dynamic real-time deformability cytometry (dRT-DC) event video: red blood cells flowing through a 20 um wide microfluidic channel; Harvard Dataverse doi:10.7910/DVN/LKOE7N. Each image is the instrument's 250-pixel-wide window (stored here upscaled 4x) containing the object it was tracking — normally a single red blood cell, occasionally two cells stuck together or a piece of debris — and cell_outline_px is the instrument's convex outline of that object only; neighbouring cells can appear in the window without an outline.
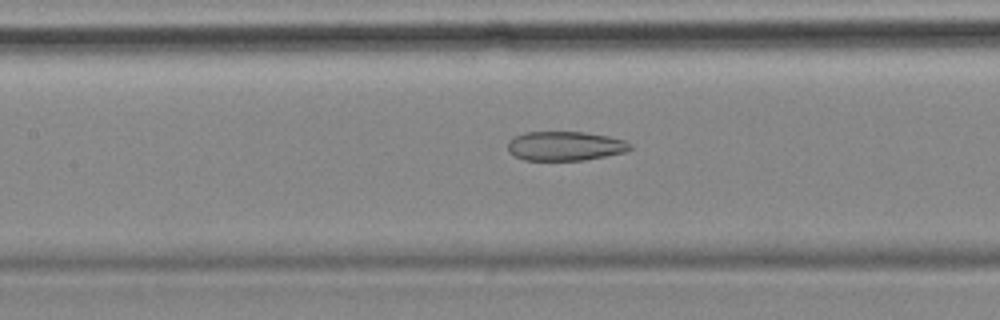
{"species": "common noctule bat (a hibernating species)", "species_latin": "Nyctalus noctula", "temperature_condition": "cold", "stored_images_in_passage": 55, "camera_frame_rate_fps": 3000, "um_per_image_px": 0.085, "animal": {"sex": "female", "body_mass_g": 18.4}, "frame": {"image": 1, "passage_image": 24, "time_ms": 7.667, "image_size_px": [1000, 320], "cell_outline_px": [[632, 148], [624, 152], [584, 160], [524, 160], [508, 152], [508, 140], [512, 136], [524, 132], [584, 132], [608, 136], [624, 140], [632, 144]], "centroid_in_image_um": [48.0, 12.4], "position_along_channel_um": 159.4, "area_um2": 20.92}}
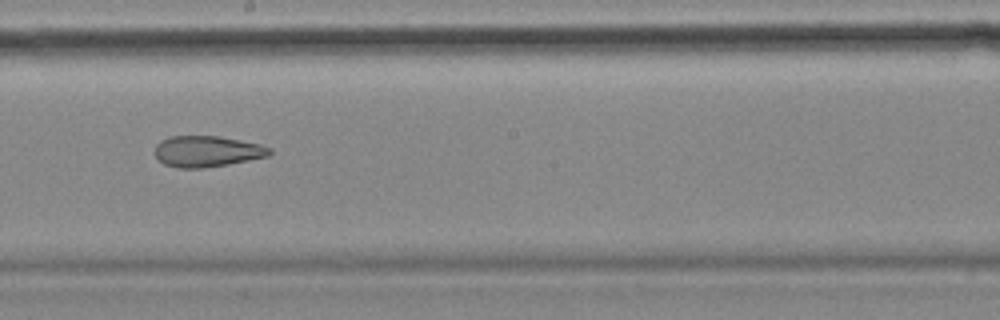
{"frame": {"image": 2, "passage_image": 30, "time_ms": 9.667, "image_size_px": [1000, 320], "cell_outline_px": [[272, 152], [268, 156], [228, 164], [204, 168], [176, 168], [164, 164], [156, 160], [156, 144], [160, 140], [172, 136], [220, 136], [260, 144], [272, 148]], "centroid_in_image_um": [17.58, 12.87], "position_along_channel_um": 230.6, "area_um2": 20.87}}
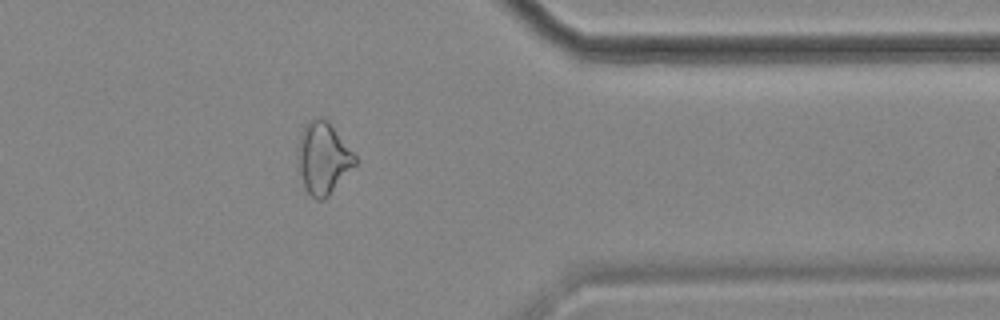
{"frame": {"image": 3, "passage_image": 44, "time_ms": 14.333, "image_size_px": [1000, 320], "cell_outline_px": [[356, 164], [328, 196], [324, 200], [316, 200], [308, 192], [304, 184], [300, 172], [296, 156], [296, 148], [300, 132], [308, 120], [320, 116], [324, 116], [328, 120], [356, 156]], "centroid_in_image_um": [27.44, 13.39], "position_along_channel_um": 384.0, "area_um2": 24.1}, "authors_computed_cell_mechanics": {"area_um2": 24.9118, "velocity_mm_per_s": 3.5792, "shape_relaxation_time_tau1_ms": null, "shape_relaxation_time_tau2_ms": 3.4865, "deformation_change_tau1": null, "deformation_change_tau2": 0.1165}}